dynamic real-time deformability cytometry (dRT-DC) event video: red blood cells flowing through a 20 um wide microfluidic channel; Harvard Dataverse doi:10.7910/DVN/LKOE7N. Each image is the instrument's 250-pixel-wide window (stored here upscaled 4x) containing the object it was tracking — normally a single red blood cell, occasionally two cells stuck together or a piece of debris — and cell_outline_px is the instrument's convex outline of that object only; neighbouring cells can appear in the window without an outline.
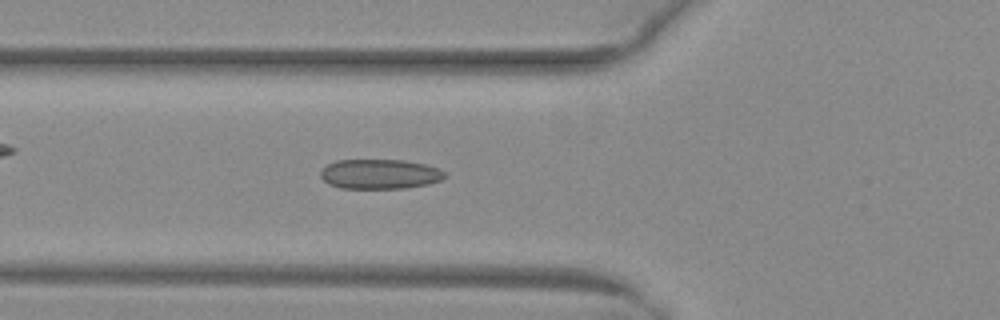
{"species": "common noctule bat (a hibernating species)", "species_latin": "Nyctalus noctula", "temperature_condition": "warm", "stored_images_in_passage": 48, "camera_frame_rate_fps": 3000, "um_per_image_px": 0.085, "animal": {"sex": "female", "body_mass_g": 29.2, "forearm_length_mm": 56.3}, "frame": {"image": 1, "passage_image": 19, "time_ms": 6.0, "image_size_px": [1000, 320], "cell_outline_px": [[448, 176], [440, 180], [428, 184], [404, 188], [340, 188], [328, 184], [320, 176], [320, 172], [328, 164], [336, 160], [404, 160], [424, 164], [436, 168], [444, 172]], "centroid_in_image_um": [32.27, 14.8], "position_along_channel_um": 93.5, "area_um2": 21.44}}
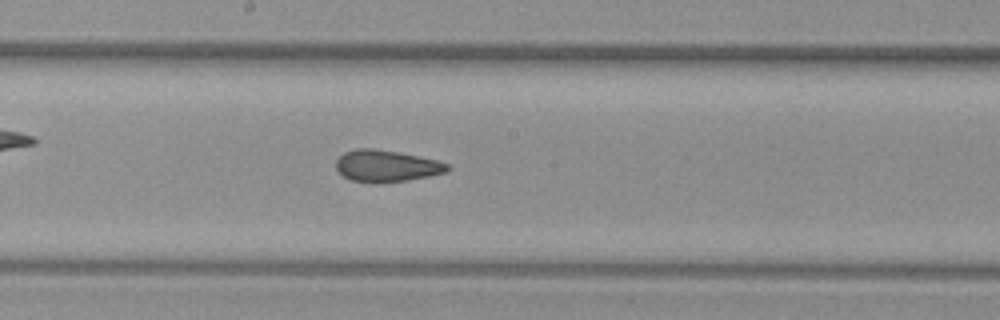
{"frame": {"image": 2, "passage_image": 28, "time_ms": 9.0, "image_size_px": [1000, 320], "cell_outline_px": [[452, 168], [448, 172], [408, 180], [380, 184], [372, 184], [348, 180], [336, 168], [336, 160], [344, 152], [356, 148], [372, 148], [396, 152], [436, 160], [448, 164]], "centroid_in_image_um": [32.83, 14.13], "position_along_channel_um": 215.4, "area_um2": 20.81}}
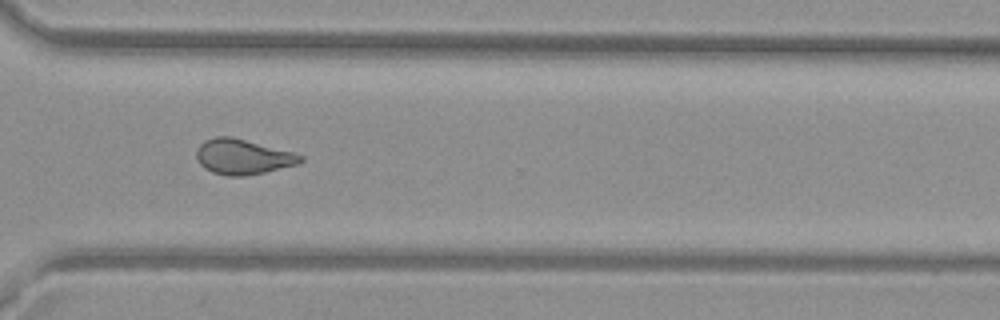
{"frame": {"image": 3, "passage_image": 38, "time_ms": 12.333, "image_size_px": [1000, 320], "cell_outline_px": [[304, 160], [296, 164], [264, 172], [244, 176], [228, 176], [212, 172], [204, 168], [200, 164], [196, 156], [196, 152], [200, 144], [204, 140], [216, 136], [232, 136], [292, 152], [304, 156]], "centroid_in_image_um": [20.61, 13.32], "position_along_channel_um": 350.0, "area_um2": 21.21}}